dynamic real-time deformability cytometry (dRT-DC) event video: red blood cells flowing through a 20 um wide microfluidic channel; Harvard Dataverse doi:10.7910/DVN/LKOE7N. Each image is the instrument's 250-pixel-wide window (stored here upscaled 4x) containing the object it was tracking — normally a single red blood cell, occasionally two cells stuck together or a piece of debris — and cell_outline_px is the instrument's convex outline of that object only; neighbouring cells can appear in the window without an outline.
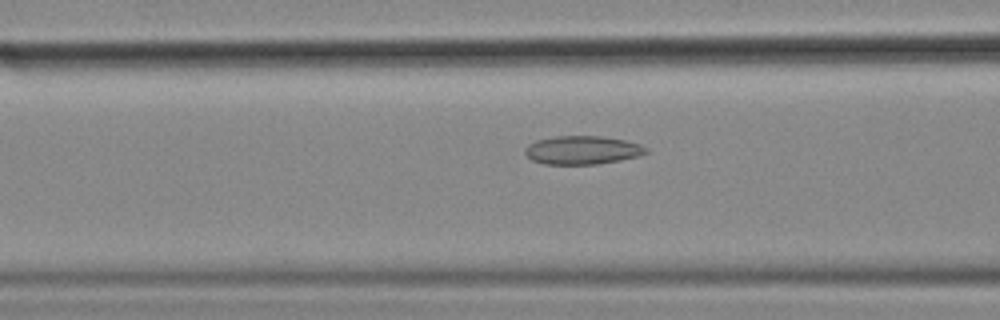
{"species": "common noctule bat (a hibernating species)", "species_latin": "Nyctalus noctula", "temperature_condition": "cold", "stored_images_in_passage": 49, "camera_frame_rate_fps": 3000, "um_per_image_px": 0.085, "animal": {"sex": "female", "body_mass_g": 18.4}, "frame": {"image": 1, "passage_image": 15, "time_ms": 4.667, "image_size_px": [1000, 320], "cell_outline_px": [[648, 152], [636, 156], [620, 160], [596, 164], [544, 164], [532, 160], [524, 152], [524, 148], [528, 144], [536, 140], [556, 136], [604, 136], [624, 140], [640, 144], [648, 148]], "centroid_in_image_um": [49.48, 12.75], "position_along_channel_um": 117.1, "area_um2": 20.06}}
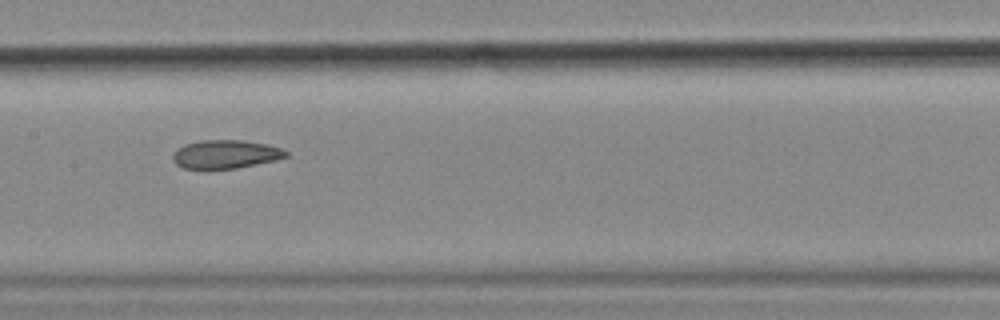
{"frame": {"image": 2, "passage_image": 21, "time_ms": 6.667, "image_size_px": [1000, 320], "cell_outline_px": [[288, 156], [276, 160], [236, 168], [184, 168], [176, 164], [172, 160], [172, 156], [184, 144], [200, 140], [244, 140], [264, 144], [280, 148], [288, 152]], "centroid_in_image_um": [19.18, 13.1], "position_along_channel_um": 188.2, "area_um2": 18.5}}
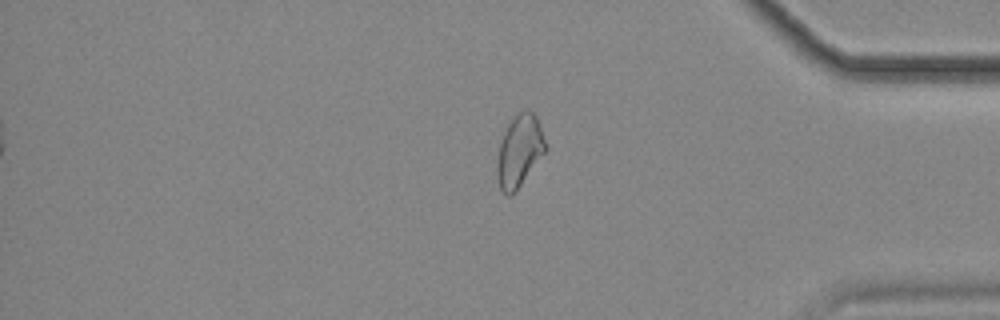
{"frame": {"image": 3, "passage_image": 40, "time_ms": 13.0, "image_size_px": [1000, 320], "cell_outline_px": [[548, 148], [516, 192], [512, 196], [508, 196], [500, 188], [496, 172], [496, 164], [500, 144], [504, 132], [508, 124], [516, 112], [528, 108], [536, 116]], "centroid_in_image_um": [44.15, 12.83], "position_along_channel_um": 391.0, "area_um2": 20.46}, "authors_computed_cell_mechanics": {"area_um2": 20.23, "velocity_mm_per_s": 3.5604, "shape_relaxation_time_tau1_ms": null, "shape_relaxation_time_tau2_ms": 2.8464, "deformation_change_tau1": null, "deformation_change_tau2": 0.0883}}